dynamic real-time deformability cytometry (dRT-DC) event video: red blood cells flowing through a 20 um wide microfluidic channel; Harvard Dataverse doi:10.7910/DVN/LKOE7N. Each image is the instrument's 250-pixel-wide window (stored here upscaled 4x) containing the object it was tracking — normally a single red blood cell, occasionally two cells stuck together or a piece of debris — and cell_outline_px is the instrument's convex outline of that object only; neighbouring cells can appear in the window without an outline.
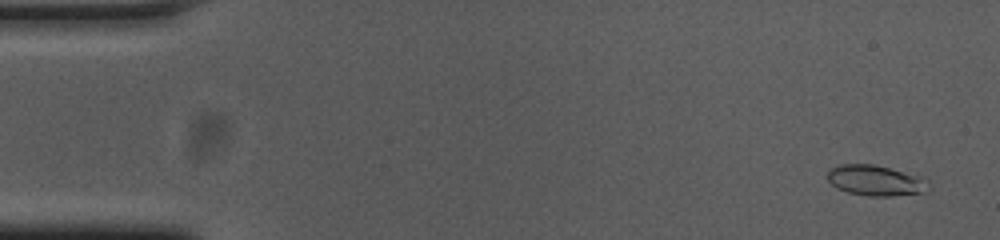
{"species": "common noctule bat (a hibernating species)", "species_latin": "Nyctalus noctula", "temperature_condition": "cold", "stored_images_in_passage": 55, "camera_frame_rate_fps": 3000, "um_per_image_px": 0.085, "animal": {"sex": "female", "body_mass_g": 23.0, "forearm_length_mm": 53.4}, "frame": {"image": 1, "passage_image": 3, "time_ms": 0.667, "image_size_px": [1000, 240], "cell_outline_px": [[928, 192], [892, 196], [868, 196], [848, 192], [836, 188], [828, 180], [828, 168], [840, 164], [872, 164], [924, 176], [928, 180]], "centroid_in_image_um": [74.45, 15.34], "position_along_channel_um": 10.5, "area_um2": 18.26}}
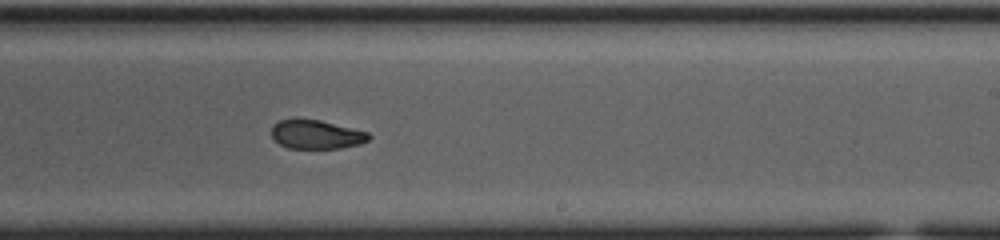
{"frame": {"image": 2, "passage_image": 33, "time_ms": 10.667, "image_size_px": [1000, 240], "cell_outline_px": [[372, 136], [368, 140], [360, 144], [340, 148], [288, 148], [280, 144], [272, 136], [272, 124], [280, 120], [296, 116], [320, 120], [368, 132]], "centroid_in_image_um": [26.85, 11.39], "position_along_channel_um": 262.1, "area_um2": 16.7}}
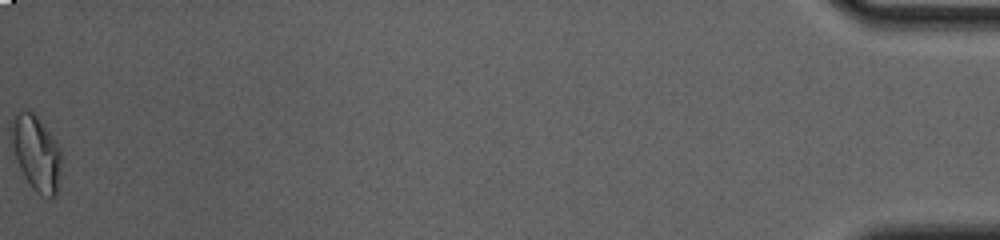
{"frame": {"image": 3, "passage_image": 55, "time_ms": 18.0, "image_size_px": [1000, 240], "cell_outline_px": [[60, 188], [56, 196], [52, 200], [40, 196], [28, 184], [16, 160], [12, 144], [12, 128], [16, 116], [20, 112], [32, 112], [40, 120], [60, 148]], "centroid_in_image_um": [3.13, 13.15], "position_along_channel_um": 432.1, "area_um2": 21.62}, "authors_computed_cell_mechanics": {"area_um2": 17.7446, "velocity_mm_per_s": 3.7508, "shape_relaxation_time_tau1_ms": null, "shape_relaxation_time_tau2_ms": 2.0458, "deformation_change_tau1": null, "deformation_change_tau2": 0.072}}